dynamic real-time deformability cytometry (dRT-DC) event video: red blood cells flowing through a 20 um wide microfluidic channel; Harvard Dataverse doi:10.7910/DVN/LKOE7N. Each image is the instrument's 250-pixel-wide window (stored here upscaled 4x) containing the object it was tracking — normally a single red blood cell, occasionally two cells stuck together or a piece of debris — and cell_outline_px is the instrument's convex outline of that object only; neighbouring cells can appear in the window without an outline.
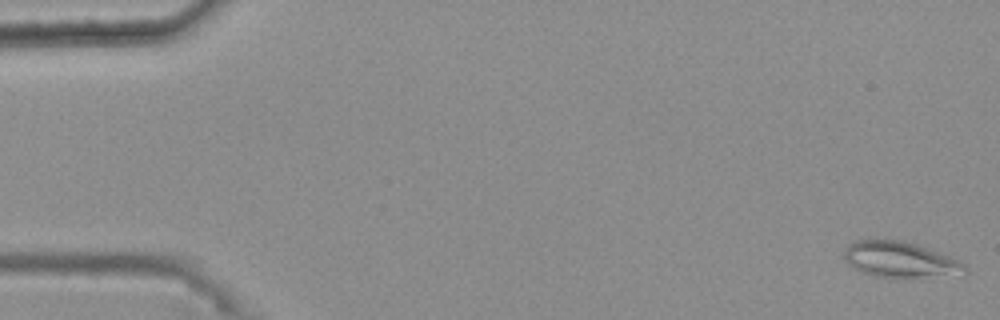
{"species": "common noctule bat (a hibernating species)", "species_latin": "Nyctalus noctula", "temperature_condition": "warm", "stored_images_in_passage": 46, "camera_frame_rate_fps": 3000, "um_per_image_px": 0.085, "animal": {"sex": "female", "body_mass_g": 25.1}, "frame": {"image": 1, "passage_image": 1, "time_ms": 0.0, "image_size_px": [1000, 320], "cell_outline_px": [[968, 272], [964, 276], [900, 280], [876, 276], [860, 272], [848, 264], [844, 256], [844, 248], [848, 244], [856, 240], [904, 240], [916, 244], [960, 260], [968, 268]], "centroid_in_image_um": [76.6, 22.13], "position_along_channel_um": 8.4, "area_um2": 26.41}}
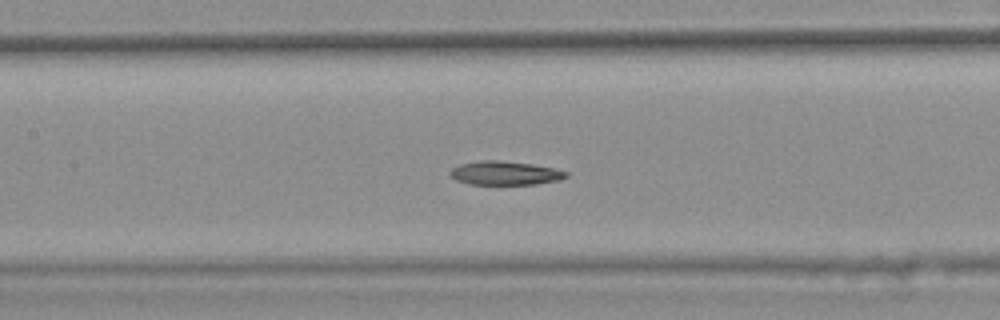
{"frame": {"image": 2, "passage_image": 25, "time_ms": 8.0, "image_size_px": [1000, 320], "cell_outline_px": [[568, 176], [560, 180], [536, 184], [468, 184], [456, 180], [448, 172], [452, 168], [460, 164], [480, 160], [500, 160], [532, 164], [556, 168], [568, 172]], "centroid_in_image_um": [42.94, 14.7], "position_along_channel_um": 164.5, "area_um2": 16.18}}
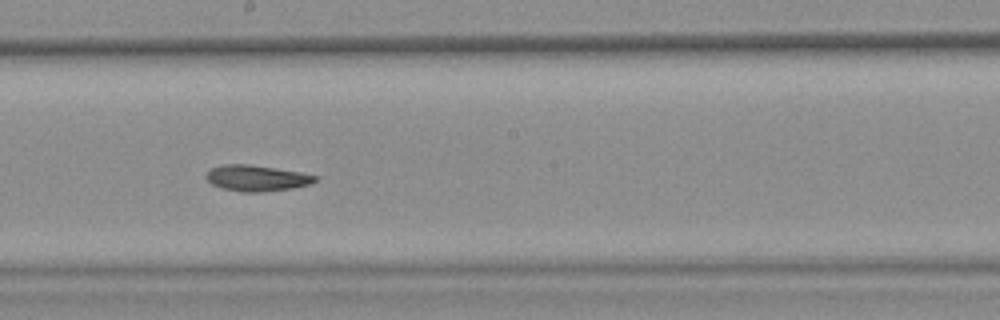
{"frame": {"image": 3, "passage_image": 30, "time_ms": 9.667, "image_size_px": [1000, 320], "cell_outline_px": [[320, 176], [312, 184], [292, 188], [264, 192], [240, 192], [220, 188], [212, 184], [204, 176], [208, 168], [220, 164], [248, 164], [276, 168], [300, 172]], "centroid_in_image_um": [21.78, 15.14], "position_along_channel_um": 226.4, "area_um2": 16.88}}